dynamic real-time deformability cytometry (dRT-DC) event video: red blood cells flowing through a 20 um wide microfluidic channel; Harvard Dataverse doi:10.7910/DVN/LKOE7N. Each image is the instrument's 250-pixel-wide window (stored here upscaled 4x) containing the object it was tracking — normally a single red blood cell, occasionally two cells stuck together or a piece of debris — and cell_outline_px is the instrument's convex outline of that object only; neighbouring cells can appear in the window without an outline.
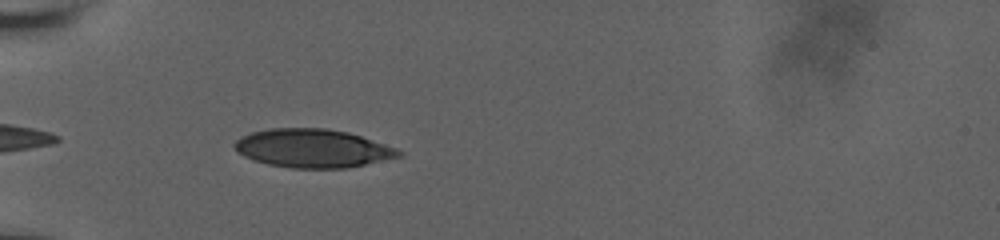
{"species": "human", "species_latin": "Homo sapiens", "temperature_condition": "room temperature", "stored_images_in_passage": 19, "camera_frame_rate_fps": 3000, "um_per_image_px": 0.085, "donor": {"sex": "male"}, "frame": {"image": 1, "passage_image": 3, "time_ms": 1.333, "image_size_px": [1000, 240], "cell_outline_px": [[404, 156], [348, 168], [292, 168], [268, 164], [252, 160], [244, 156], [232, 144], [236, 140], [252, 132], [268, 128], [328, 128], [348, 132], [396, 148], [404, 152]], "centroid_in_image_um": [26.61, 12.61], "position_along_channel_um": 58.4, "area_um2": 36.82}}
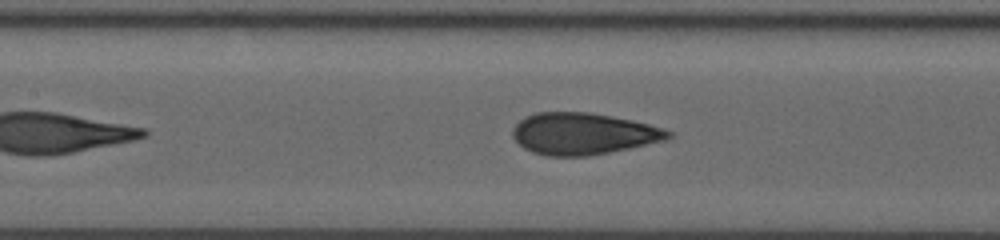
{"frame": {"image": 2, "passage_image": 12, "time_ms": 4.333, "image_size_px": [1000, 240], "cell_outline_px": [[672, 136], [664, 140], [628, 148], [588, 156], [548, 156], [532, 152], [524, 148], [512, 136], [512, 128], [524, 116], [536, 112], [592, 112], [632, 120], [664, 128], [672, 132]], "centroid_in_image_um": [49.54, 11.35], "position_along_channel_um": 157.9, "area_um2": 37.74}}
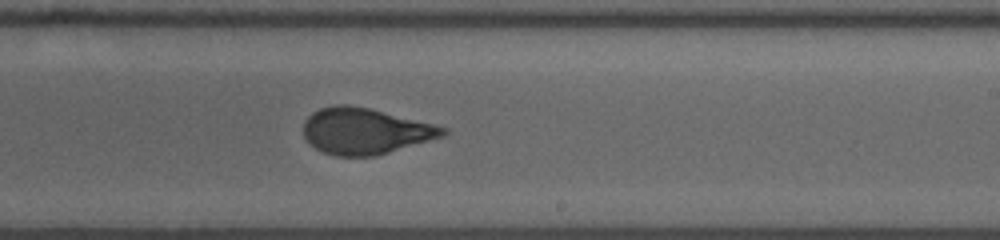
{"frame": {"image": 3, "passage_image": 19, "time_ms": 7.0, "image_size_px": [1000, 240], "cell_outline_px": [[448, 132], [444, 136], [376, 156], [336, 156], [324, 152], [308, 144], [304, 136], [304, 120], [312, 112], [320, 108], [336, 104], [348, 104], [368, 108], [448, 128]], "centroid_in_image_um": [31.0, 11.14], "position_along_channel_um": 258.0, "area_um2": 37.34}}